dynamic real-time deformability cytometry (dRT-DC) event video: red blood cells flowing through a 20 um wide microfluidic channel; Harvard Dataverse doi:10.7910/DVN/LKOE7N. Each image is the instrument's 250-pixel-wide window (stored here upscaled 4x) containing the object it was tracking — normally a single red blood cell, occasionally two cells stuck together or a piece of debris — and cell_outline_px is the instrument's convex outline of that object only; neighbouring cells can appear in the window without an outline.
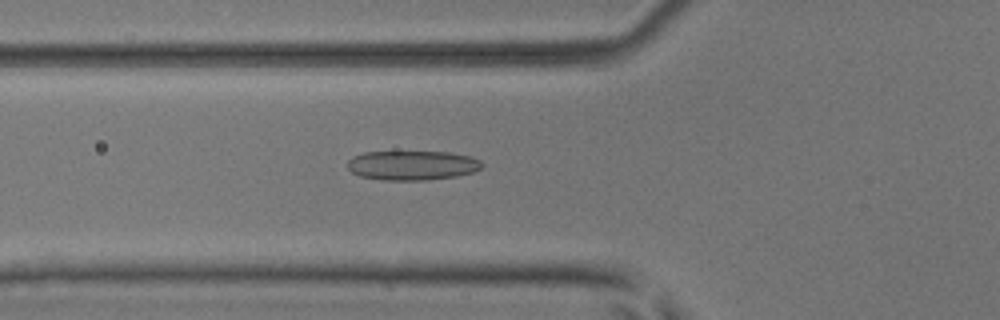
{"species": "common noctule bat (a hibernating species)", "species_latin": "Nyctalus noctula", "temperature_condition": "room temperature", "stored_images_in_passage": 54, "camera_frame_rate_fps": 3000, "um_per_image_px": 0.085, "animal": {"sex": "male", "body_mass_g": 17.9, "forearm_length_mm": 54.2}, "frame": {"image": 1, "passage_image": 20, "time_ms": 6.333, "image_size_px": [1000, 320], "cell_outline_px": [[484, 164], [480, 168], [472, 172], [456, 176], [424, 180], [384, 180], [360, 176], [352, 172], [348, 168], [348, 160], [352, 156], [364, 152], [448, 152], [472, 156], [480, 160]], "centroid_in_image_um": [35.04, 14.05], "position_along_channel_um": 90.8, "area_um2": 23.06}}
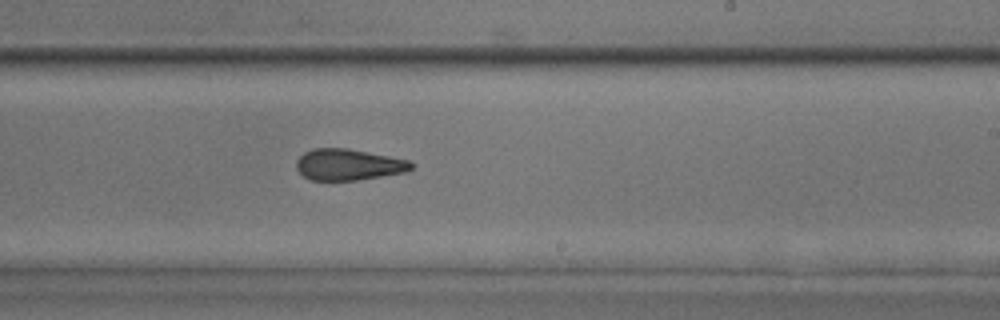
{"frame": {"image": 2, "passage_image": 33, "time_ms": 10.667, "image_size_px": [1000, 320], "cell_outline_px": [[412, 168], [404, 172], [356, 180], [312, 180], [304, 176], [296, 168], [296, 160], [304, 152], [312, 148], [348, 148], [408, 160], [412, 164]], "centroid_in_image_um": [29.56, 13.98], "position_along_channel_um": 259.4, "area_um2": 20.69}}
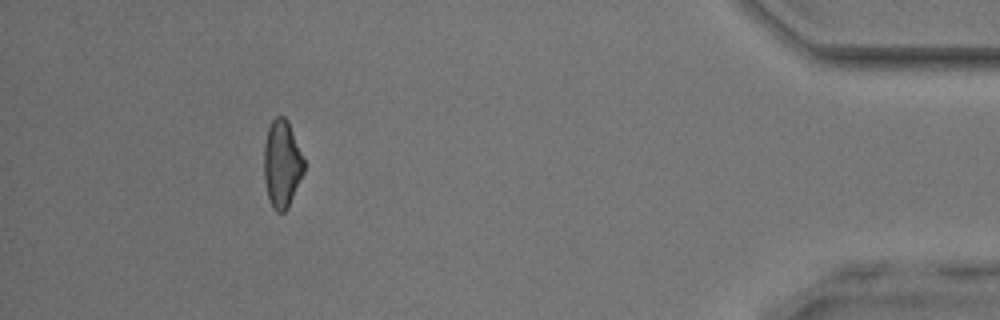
{"frame": {"image": 3, "passage_image": 49, "time_ms": 16.0, "image_size_px": [1000, 320], "cell_outline_px": [[304, 172], [288, 208], [284, 212], [276, 212], [272, 208], [268, 200], [264, 180], [264, 144], [268, 128], [272, 120], [276, 116], [284, 116], [288, 120], [304, 160]], "centroid_in_image_um": [23.95, 13.95], "position_along_channel_um": 411.2, "area_um2": 20.52}, "authors_computed_cell_mechanics": {"area_um2": 21.9062, "velocity_mm_per_s": 3.8993, "shape_relaxation_time_tau1_ms": null, "shape_relaxation_time_tau2_ms": 2.3964, "deformation_change_tau1": null, "deformation_change_tau2": 0.1131}}